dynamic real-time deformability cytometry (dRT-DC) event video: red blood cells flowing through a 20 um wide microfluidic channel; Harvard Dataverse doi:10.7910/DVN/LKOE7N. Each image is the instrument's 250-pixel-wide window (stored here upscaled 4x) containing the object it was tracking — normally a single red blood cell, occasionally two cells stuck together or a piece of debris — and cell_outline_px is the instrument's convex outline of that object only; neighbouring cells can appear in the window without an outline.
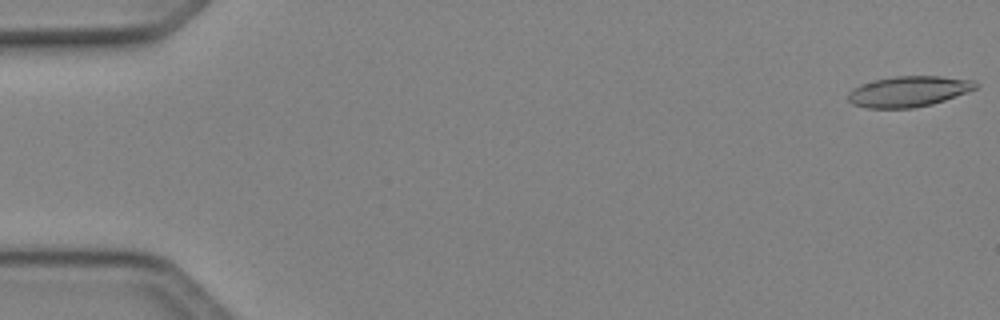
{"species": "Egyptian fruit bat (a non-hibernating species)", "species_latin": "Rousettus aegyptiacus", "temperature_condition": "cold", "stored_images_in_passage": 15, "camera_frame_rate_fps": 3000, "um_per_image_px": 0.085, "animal": {"sex": "female"}, "frame": {"image": 1, "passage_image": 1, "time_ms": 0.0, "image_size_px": [1000, 320], "cell_outline_px": [[980, 84], [976, 88], [968, 92], [932, 104], [916, 108], [868, 108], [852, 104], [848, 100], [848, 92], [852, 88], [860, 84], [876, 80], [896, 76], [940, 76], [972, 80]], "centroid_in_image_um": [77.22, 7.77], "position_along_channel_um": 7.8, "area_um2": 22.83}}
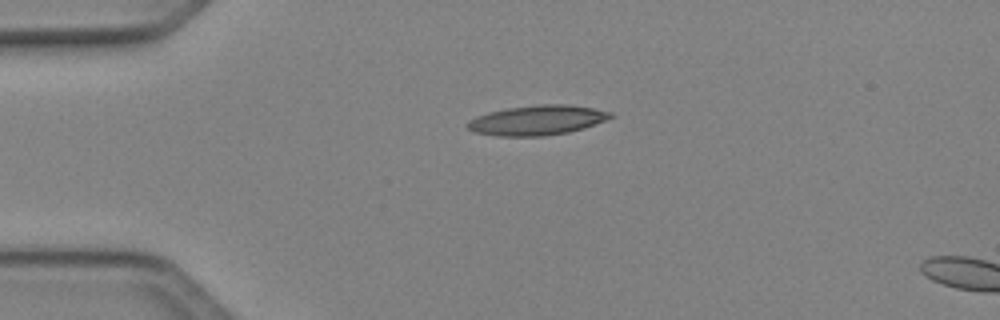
{"frame": {"image": 2, "passage_image": 12, "time_ms": 3.667, "image_size_px": [1000, 320], "cell_outline_px": [[616, 116], [608, 120], [584, 128], [568, 132], [544, 136], [496, 136], [472, 132], [464, 124], [468, 120], [476, 116], [488, 112], [508, 108], [536, 104], [564, 104], [592, 108], [612, 112]], "centroid_in_image_um": [45.65, 10.22], "position_along_channel_um": 39.4, "area_um2": 25.14}}